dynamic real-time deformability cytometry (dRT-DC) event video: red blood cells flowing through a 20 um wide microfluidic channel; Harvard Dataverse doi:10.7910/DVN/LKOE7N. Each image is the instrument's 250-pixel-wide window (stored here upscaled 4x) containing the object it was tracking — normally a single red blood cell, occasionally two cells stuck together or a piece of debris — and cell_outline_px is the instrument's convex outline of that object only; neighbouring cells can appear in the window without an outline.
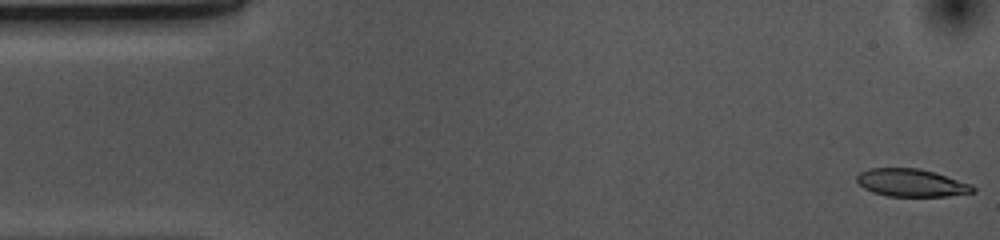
{"species": "common noctule bat (a hibernating species)", "species_latin": "Nyctalus noctula", "temperature_condition": "cold", "stored_images_in_passage": 52, "camera_frame_rate_fps": 3000, "um_per_image_px": 0.085, "animal": {"sex": "female", "body_mass_g": 10.0, "forearm_length_mm": 53.1}, "frame": {"image": 1, "passage_image": 1, "time_ms": 0.0, "image_size_px": [1000, 240], "cell_outline_px": [[976, 192], [948, 196], [888, 196], [872, 192], [864, 188], [856, 180], [856, 176], [860, 172], [868, 168], [920, 168], [936, 172], [972, 184], [976, 188]], "centroid_in_image_um": [77.5, 15.53], "position_along_channel_um": 7.5, "area_um2": 18.96}}
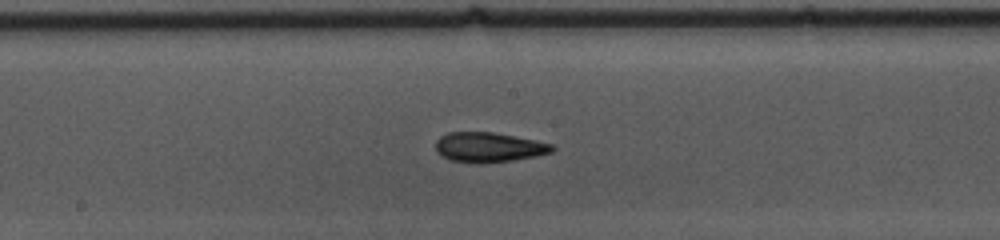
{"frame": {"image": 2, "passage_image": 26, "time_ms": 8.333, "image_size_px": [1000, 240], "cell_outline_px": [[556, 148], [552, 152], [536, 156], [512, 160], [452, 160], [440, 156], [436, 152], [436, 140], [440, 136], [448, 132], [492, 132], [552, 144]], "centroid_in_image_um": [41.53, 12.47], "position_along_channel_um": 206.7, "area_um2": 19.31}}
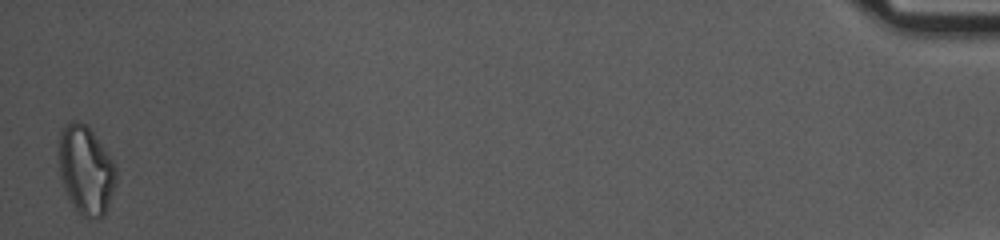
{"frame": {"image": 3, "passage_image": 52, "time_ms": 17.0, "image_size_px": [1000, 240], "cell_outline_px": [[116, 184], [104, 216], [88, 220], [72, 204], [64, 188], [60, 176], [60, 132], [64, 124], [72, 120], [80, 120], [88, 124], [112, 160], [116, 168]], "centroid_in_image_um": [7.31, 14.43], "position_along_channel_um": 427.9, "area_um2": 29.54}, "authors_computed_cell_mechanics": {"area_um2": 20.0855, "velocity_mm_per_s": 3.7115, "shape_relaxation_time_tau1_ms": 9.3058, "shape_relaxation_time_tau2_ms": 3.1909, "deformation_change_tau1": 0.1945, "deformation_change_tau2": 0.1091}}